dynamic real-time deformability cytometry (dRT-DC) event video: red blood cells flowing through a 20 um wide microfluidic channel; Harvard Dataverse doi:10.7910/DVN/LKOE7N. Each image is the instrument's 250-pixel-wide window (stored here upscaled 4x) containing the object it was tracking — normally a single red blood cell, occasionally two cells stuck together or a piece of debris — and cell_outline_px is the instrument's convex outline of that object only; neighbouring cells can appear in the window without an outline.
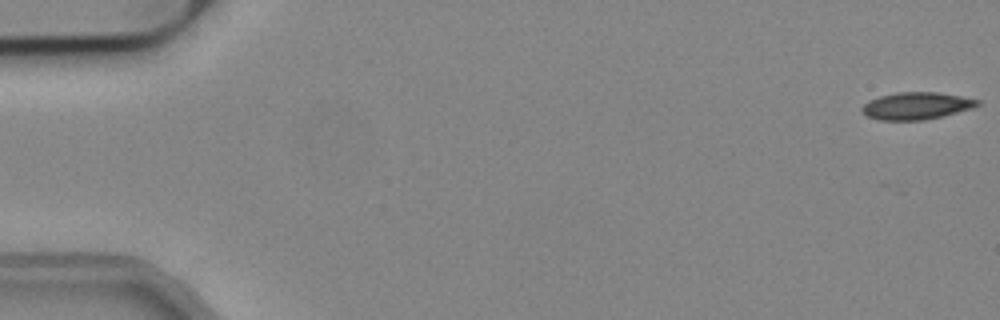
{"species": "common noctule bat (a hibernating species)", "species_latin": "Nyctalus noctula", "temperature_condition": "cold", "stored_images_in_passage": 3, "camera_frame_rate_fps": 3000, "um_per_image_px": 0.085, "animal": {"sex": "male", "body_mass_g": 19.2, "forearm_length_mm": 51.8}, "frame": {"image": 1, "passage_image": 1, "time_ms": 0.0, "image_size_px": [1000, 320], "cell_outline_px": [[980, 104], [972, 108], [924, 120], [880, 120], [868, 116], [860, 108], [868, 100], [880, 96], [896, 92], [936, 92], [960, 96], [980, 100]], "centroid_in_image_um": [77.87, 8.99], "position_along_channel_um": 7.1, "area_um2": 18.09}}